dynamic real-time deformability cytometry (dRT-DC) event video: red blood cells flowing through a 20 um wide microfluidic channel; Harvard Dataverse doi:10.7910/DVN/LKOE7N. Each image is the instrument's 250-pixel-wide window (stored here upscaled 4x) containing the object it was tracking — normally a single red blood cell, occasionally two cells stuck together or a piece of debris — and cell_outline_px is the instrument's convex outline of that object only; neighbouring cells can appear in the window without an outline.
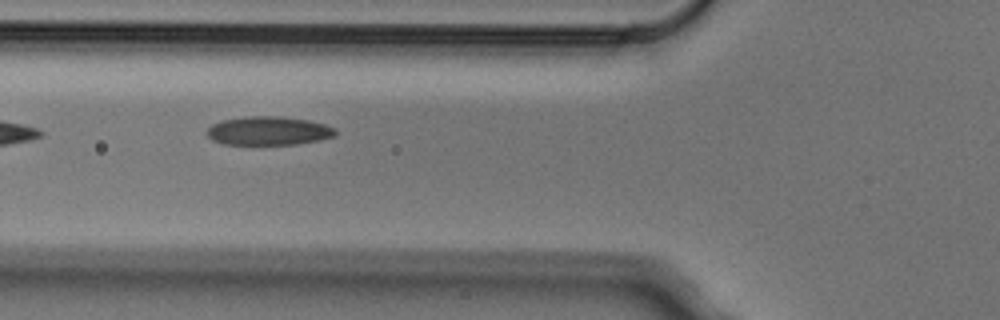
{"species": "Egyptian fruit bat (a non-hibernating species)", "species_latin": "Rousettus aegyptiacus", "temperature_condition": "cold", "stored_images_in_passage": 6, "camera_frame_rate_fps": 3000, "um_per_image_px": 0.085, "animal": {"sex": "male"}, "frame": {"image": 1, "passage_image": 6, "time_ms": 1.667, "image_size_px": [1000, 320], "cell_outline_px": [[336, 136], [320, 140], [296, 144], [224, 144], [212, 140], [208, 136], [208, 128], [212, 124], [220, 120], [248, 116], [280, 116], [308, 120], [324, 124], [336, 128]], "centroid_in_image_um": [22.84, 11.11], "position_along_channel_um": 103.0, "area_um2": 21.5}}